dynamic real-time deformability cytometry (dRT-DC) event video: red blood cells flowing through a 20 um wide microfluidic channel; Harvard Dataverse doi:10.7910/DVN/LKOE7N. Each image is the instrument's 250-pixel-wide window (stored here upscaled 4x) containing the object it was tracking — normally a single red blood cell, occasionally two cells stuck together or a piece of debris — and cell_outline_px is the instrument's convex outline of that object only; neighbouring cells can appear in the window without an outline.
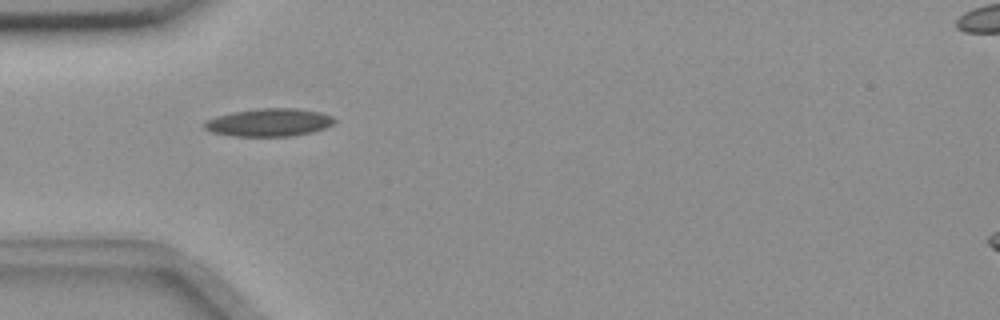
{"species": "common noctule bat (a hibernating species)", "species_latin": "Nyctalus noctula", "temperature_condition": "room temperature", "stored_images_in_passage": 9, "camera_frame_rate_fps": 3000, "um_per_image_px": 0.085, "animal": {"sex": "female", "body_mass_g": 18.4}, "frame": {"image": 1, "passage_image": 2, "time_ms": 0.333, "image_size_px": [1000, 320], "cell_outline_px": [[336, 120], [332, 124], [324, 128], [312, 132], [292, 136], [232, 136], [212, 132], [204, 128], [204, 120], [216, 116], [232, 112], [260, 108], [300, 108], [320, 112], [332, 116]], "centroid_in_image_um": [22.86, 10.4], "position_along_channel_um": 62.1, "area_um2": 21.21}}